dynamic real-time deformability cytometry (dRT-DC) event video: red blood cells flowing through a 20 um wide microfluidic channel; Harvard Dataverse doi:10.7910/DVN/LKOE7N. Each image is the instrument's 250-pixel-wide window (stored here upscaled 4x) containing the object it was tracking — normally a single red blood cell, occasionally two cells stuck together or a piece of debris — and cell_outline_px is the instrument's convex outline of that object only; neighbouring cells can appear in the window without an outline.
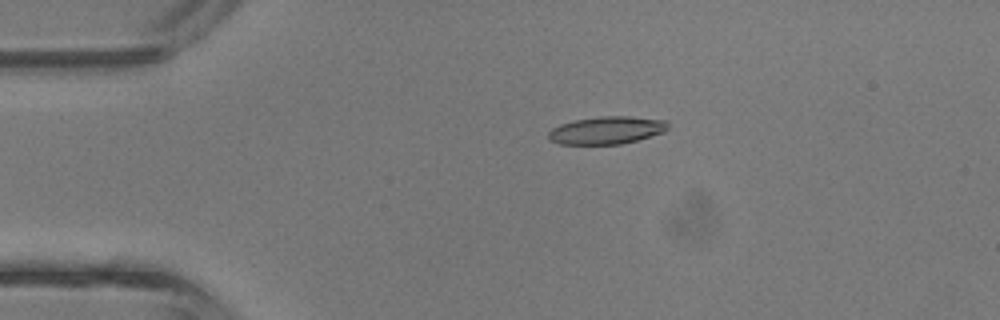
{"species": "common noctule bat (a hibernating species)", "species_latin": "Nyctalus noctula", "temperature_condition": "room temperature", "stored_images_in_passage": 43, "camera_frame_rate_fps": 3000, "um_per_image_px": 0.085, "animal": {"sex": "male", "body_mass_g": 13.3}, "frame": {"image": 1, "passage_image": 9, "time_ms": 2.667, "image_size_px": [1000, 320], "cell_outline_px": [[668, 128], [664, 132], [636, 140], [620, 144], [560, 144], [552, 140], [548, 136], [548, 132], [552, 128], [560, 124], [576, 120], [600, 116], [628, 116], [668, 120]], "centroid_in_image_um": [51.59, 11.06], "position_along_channel_um": 33.4, "area_um2": 19.13}}
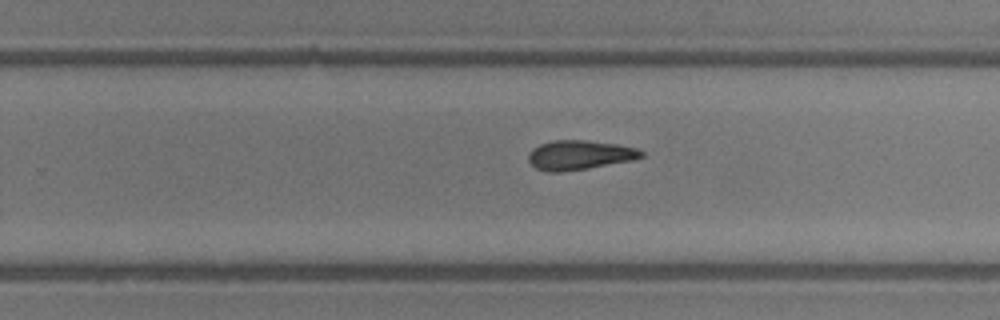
{"frame": {"image": 2, "passage_image": 27, "time_ms": 8.667, "image_size_px": [1000, 320], "cell_outline_px": [[644, 156], [632, 160], [588, 168], [560, 172], [548, 172], [536, 168], [528, 160], [528, 152], [532, 148], [540, 144], [552, 140], [588, 140], [616, 144], [636, 148], [644, 152]], "centroid_in_image_um": [49.23, 13.17], "position_along_channel_um": 280.6, "area_um2": 19.36}}
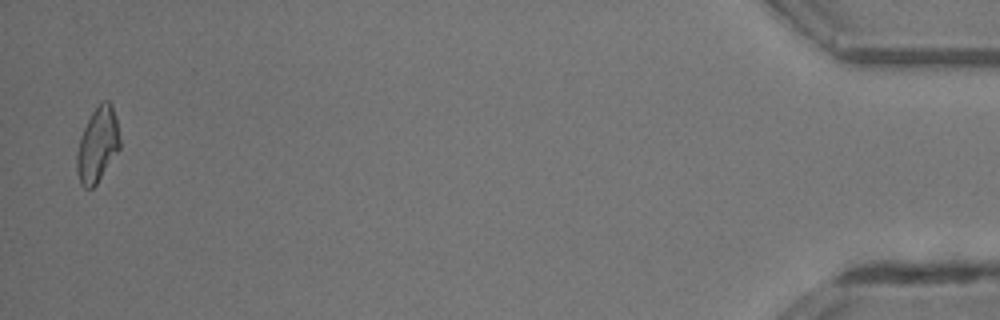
{"frame": {"image": 3, "passage_image": 42, "time_ms": 13.667, "image_size_px": [1000, 320], "cell_outline_px": [[120, 148], [96, 184], [92, 188], [84, 188], [80, 184], [76, 172], [76, 152], [80, 136], [92, 112], [104, 100], [108, 100], [112, 104], [116, 120], [120, 140]], "centroid_in_image_um": [8.27, 12.33], "position_along_channel_um": 426.9, "area_um2": 18.61}, "authors_computed_cell_mechanics": {"area_um2": 18.9584, "velocity_mm_per_s": 4.8298, "shape_relaxation_time_tau1_ms": null, "shape_relaxation_time_tau2_ms": 4.5316, "deformation_change_tau1": null, "deformation_change_tau2": 0.166}}